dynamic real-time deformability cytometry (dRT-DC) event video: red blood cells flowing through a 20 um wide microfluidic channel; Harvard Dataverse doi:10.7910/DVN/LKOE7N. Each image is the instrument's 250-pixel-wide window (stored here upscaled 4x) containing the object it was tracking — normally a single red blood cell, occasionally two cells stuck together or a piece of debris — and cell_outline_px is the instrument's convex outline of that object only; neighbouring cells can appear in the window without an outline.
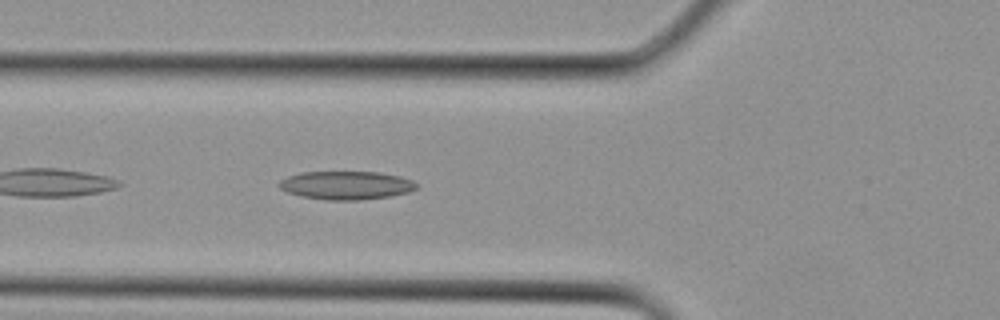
{"species": "Egyptian fruit bat (a non-hibernating species)", "species_latin": "Rousettus aegyptiacus", "temperature_condition": "cold", "stored_images_in_passage": 12, "camera_frame_rate_fps": 3000, "um_per_image_px": 0.085, "animal": {"sex": "female"}, "frame": {"image": 1, "passage_image": 10, "time_ms": 3.0, "image_size_px": [1000, 320], "cell_outline_px": [[420, 188], [408, 192], [388, 196], [360, 200], [328, 200], [300, 196], [288, 192], [280, 188], [276, 184], [280, 180], [288, 176], [300, 172], [380, 172], [400, 176], [412, 180]], "centroid_in_image_um": [29.42, 15.74], "position_along_channel_um": 96.4, "area_um2": 22.77}}
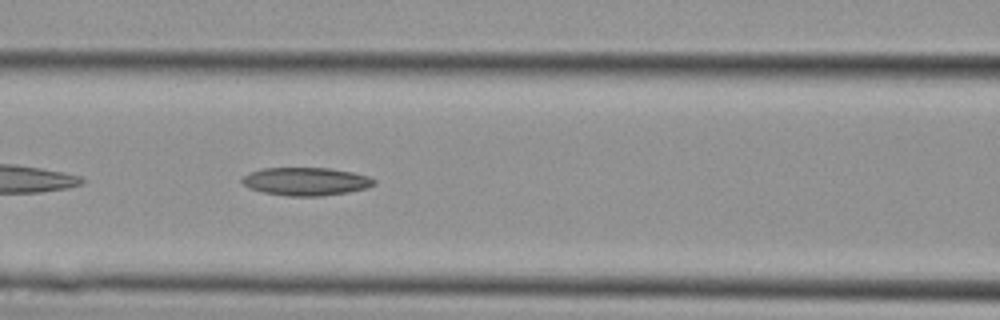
{"frame": {"image": 2, "passage_image": 12, "time_ms": 3.667, "image_size_px": [1000, 320], "cell_outline_px": [[376, 184], [364, 188], [348, 192], [320, 196], [288, 196], [264, 192], [248, 188], [240, 180], [244, 176], [260, 168], [328, 168], [352, 172], [368, 176], [376, 180]], "centroid_in_image_um": [26.0, 15.42], "position_along_channel_um": 140.6, "area_um2": 21.44}}